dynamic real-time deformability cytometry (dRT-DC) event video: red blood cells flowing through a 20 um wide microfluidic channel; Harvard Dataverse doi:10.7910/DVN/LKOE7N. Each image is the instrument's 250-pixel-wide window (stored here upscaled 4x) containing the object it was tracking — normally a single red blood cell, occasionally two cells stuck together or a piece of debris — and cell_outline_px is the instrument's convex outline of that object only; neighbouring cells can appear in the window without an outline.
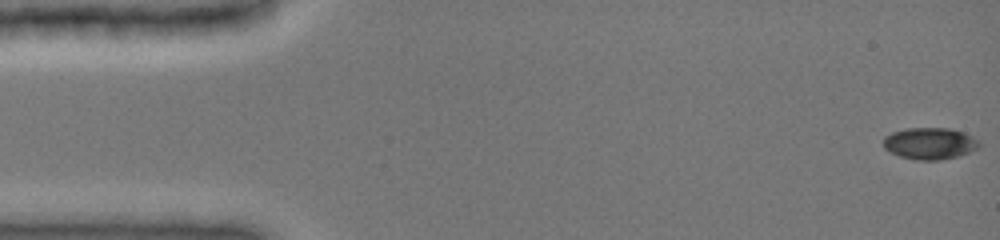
{"species": "common noctule bat (a hibernating species)", "species_latin": "Nyctalus noctula", "temperature_condition": "cold", "stored_images_in_passage": 48, "camera_frame_rate_fps": 3000, "um_per_image_px": 0.085, "animal": {"sex": "female", "body_mass_g": 19.0, "forearm_length_mm": 51.5}, "frame": {"image": 1, "passage_image": 1, "time_ms": 0.0, "image_size_px": [1000, 240], "cell_outline_px": [[980, 148], [960, 156], [940, 160], [916, 160], [900, 156], [884, 148], [884, 136], [892, 132], [904, 128], [952, 128], [964, 132], [972, 136], [980, 144]], "centroid_in_image_um": [79.06, 12.19], "position_along_channel_um": 5.9, "area_um2": 17.86}}
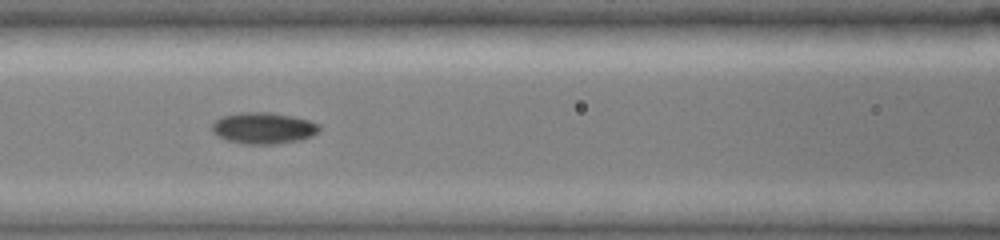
{"frame": {"image": 2, "passage_image": 21, "time_ms": 6.667, "image_size_px": [1000, 240], "cell_outline_px": [[320, 128], [312, 136], [300, 140], [276, 144], [244, 144], [228, 140], [216, 136], [212, 132], [212, 124], [216, 120], [224, 116], [240, 112], [268, 112], [292, 116], [308, 120], [320, 124]], "centroid_in_image_um": [22.38, 10.89], "position_along_channel_um": 144.2, "area_um2": 19.59}}
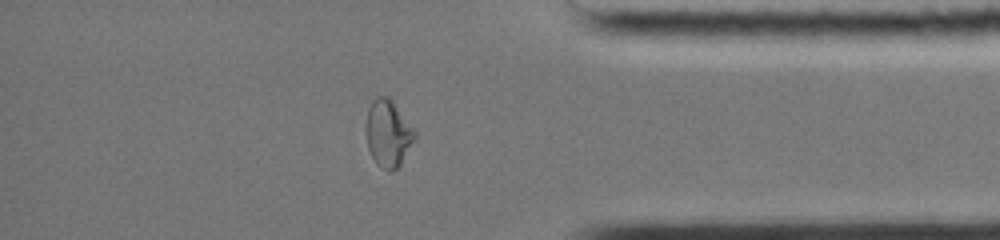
{"frame": {"image": 3, "passage_image": 41, "time_ms": 13.333, "image_size_px": [1000, 240], "cell_outline_px": [[416, 140], [400, 164], [392, 172], [388, 172], [380, 168], [376, 164], [368, 148], [364, 128], [368, 108], [372, 100], [376, 96], [388, 96], [392, 100], [416, 132]], "centroid_in_image_um": [32.97, 11.35], "position_along_channel_um": 402.2, "area_um2": 19.36}, "authors_computed_cell_mechanics": {"area_um2": 18.2359, "velocity_mm_per_s": 4.002, "shape_relaxation_time_tau1_ms": null, "shape_relaxation_time_tau2_ms": 2.0969, "deformation_change_tau1": null, "deformation_change_tau2": 0.0495}}